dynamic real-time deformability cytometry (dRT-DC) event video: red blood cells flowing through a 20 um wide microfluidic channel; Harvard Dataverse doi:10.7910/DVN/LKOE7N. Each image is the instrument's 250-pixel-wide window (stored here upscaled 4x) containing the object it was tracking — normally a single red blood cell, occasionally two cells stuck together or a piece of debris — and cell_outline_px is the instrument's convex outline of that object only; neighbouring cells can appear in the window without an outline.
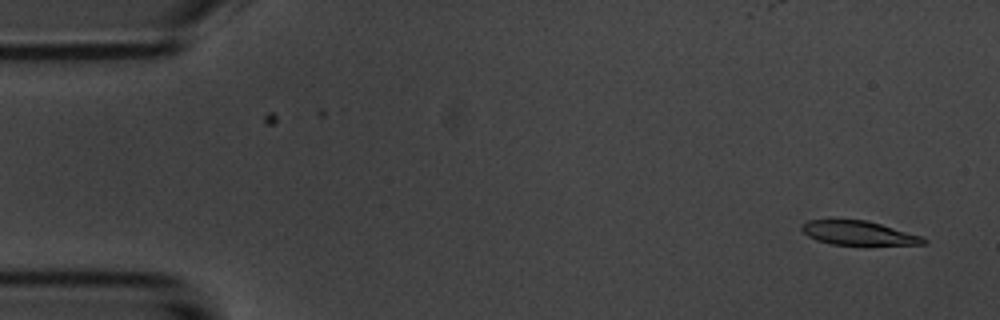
{"species": "common noctule bat (a hibernating species)", "species_latin": "Nyctalus noctula", "temperature_condition": "room temperature", "stored_images_in_passage": 2, "camera_frame_rate_fps": 3000, "um_per_image_px": 0.085, "animal": {"sex": "male", "body_mass_g": 20.1, "forearm_length_mm": 53.5}, "frame": {"image": 1, "passage_image": 2, "time_ms": 1.333, "image_size_px": [1000, 320], "cell_outline_px": [[928, 240], [924, 244], [832, 244], [816, 240], [808, 236], [800, 228], [800, 224], [808, 220], [868, 220], [920, 236]], "centroid_in_image_um": [72.9, 19.79], "position_along_channel_um": 12.1, "area_um2": 16.7}}